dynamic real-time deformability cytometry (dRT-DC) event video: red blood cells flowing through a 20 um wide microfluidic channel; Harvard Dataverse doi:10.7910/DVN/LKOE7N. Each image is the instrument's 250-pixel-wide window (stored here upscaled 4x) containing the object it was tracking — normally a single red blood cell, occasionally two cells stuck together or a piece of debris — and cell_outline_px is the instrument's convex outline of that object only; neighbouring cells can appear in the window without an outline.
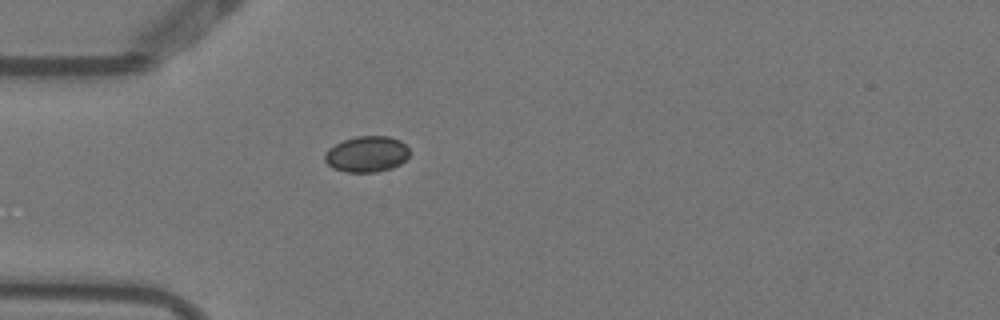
{"species": "Egyptian fruit bat (a non-hibernating species)", "species_latin": "Rousettus aegyptiacus", "temperature_condition": "warm", "stored_images_in_passage": 5, "camera_frame_rate_fps": 3000, "um_per_image_px": 0.085, "animal": {"sex": "female"}, "frame": {"image": 1, "passage_image": 5, "time_ms": 1.333, "image_size_px": [1000, 320], "cell_outline_px": [[408, 156], [400, 164], [392, 168], [376, 172], [344, 172], [332, 168], [324, 160], [324, 156], [328, 148], [344, 140], [356, 136], [388, 136], [400, 140], [408, 148]], "centroid_in_image_um": [31.15, 13.1], "position_along_channel_um": 53.8, "area_um2": 17.74}}